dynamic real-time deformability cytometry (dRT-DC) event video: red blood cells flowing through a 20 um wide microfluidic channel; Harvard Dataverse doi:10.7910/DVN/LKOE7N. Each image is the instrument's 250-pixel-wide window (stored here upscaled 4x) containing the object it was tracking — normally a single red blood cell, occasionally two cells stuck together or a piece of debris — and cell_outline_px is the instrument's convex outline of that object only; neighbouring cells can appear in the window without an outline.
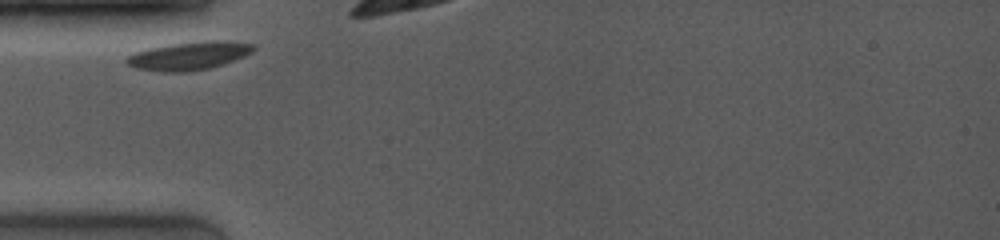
{"species": "common noctule bat (a hibernating species)", "species_latin": "Nyctalus noctula", "temperature_condition": "room temperature", "stored_images_in_passage": 20, "camera_frame_rate_fps": 4000, "um_per_image_px": 0.085, "animal": {"sex": "female", "body_mass_g": 19.0, "forearm_length_mm": 53.3}, "frame": {"image": 1, "passage_image": 1, "time_ms": 0.0, "image_size_px": [1000, 240], "cell_outline_px": [[256, 48], [252, 52], [244, 56], [224, 64], [208, 68], [188, 72], [160, 72], [136, 68], [128, 64], [124, 60], [128, 56], [136, 52], [148, 48], [168, 44], [204, 40], [216, 40], [256, 44]], "centroid_in_image_um": [16.07, 4.74], "position_along_channel_um": 68.9, "area_um2": 20.98}}
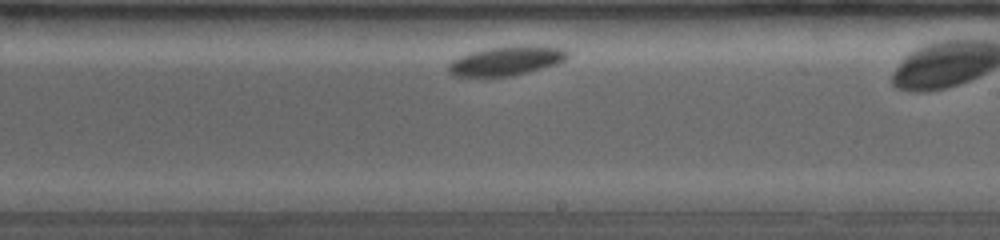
{"frame": {"image": 2, "passage_image": 12, "time_ms": 5.0, "image_size_px": [1000, 240], "cell_outline_px": [[568, 56], [564, 60], [556, 64], [528, 72], [512, 76], [452, 76], [448, 72], [448, 64], [452, 60], [460, 56], [472, 52], [488, 48], [564, 48], [568, 52]], "centroid_in_image_um": [42.95, 5.22], "position_along_channel_um": 246.0, "area_um2": 19.25}}